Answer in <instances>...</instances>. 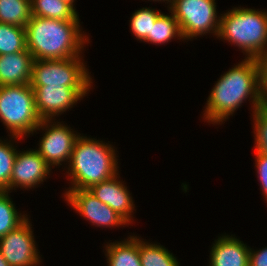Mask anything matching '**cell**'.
<instances>
[{
    "mask_svg": "<svg viewBox=\"0 0 267 266\" xmlns=\"http://www.w3.org/2000/svg\"><path fill=\"white\" fill-rule=\"evenodd\" d=\"M108 266H142L139 254V238L130 236L122 242L106 245Z\"/></svg>",
    "mask_w": 267,
    "mask_h": 266,
    "instance_id": "obj_16",
    "label": "cell"
},
{
    "mask_svg": "<svg viewBox=\"0 0 267 266\" xmlns=\"http://www.w3.org/2000/svg\"><path fill=\"white\" fill-rule=\"evenodd\" d=\"M80 57L34 60L30 86L91 87V77Z\"/></svg>",
    "mask_w": 267,
    "mask_h": 266,
    "instance_id": "obj_7",
    "label": "cell"
},
{
    "mask_svg": "<svg viewBox=\"0 0 267 266\" xmlns=\"http://www.w3.org/2000/svg\"><path fill=\"white\" fill-rule=\"evenodd\" d=\"M249 266H267V247L256 252L250 249Z\"/></svg>",
    "mask_w": 267,
    "mask_h": 266,
    "instance_id": "obj_28",
    "label": "cell"
},
{
    "mask_svg": "<svg viewBox=\"0 0 267 266\" xmlns=\"http://www.w3.org/2000/svg\"><path fill=\"white\" fill-rule=\"evenodd\" d=\"M255 130V151L267 156V105L253 111Z\"/></svg>",
    "mask_w": 267,
    "mask_h": 266,
    "instance_id": "obj_25",
    "label": "cell"
},
{
    "mask_svg": "<svg viewBox=\"0 0 267 266\" xmlns=\"http://www.w3.org/2000/svg\"><path fill=\"white\" fill-rule=\"evenodd\" d=\"M248 97L252 99L253 110L265 104L256 60L246 57L244 61L221 75L212 88L204 118L214 124L223 122L241 107L243 100Z\"/></svg>",
    "mask_w": 267,
    "mask_h": 266,
    "instance_id": "obj_1",
    "label": "cell"
},
{
    "mask_svg": "<svg viewBox=\"0 0 267 266\" xmlns=\"http://www.w3.org/2000/svg\"><path fill=\"white\" fill-rule=\"evenodd\" d=\"M17 152L11 141L5 143L0 140V191L10 192V178Z\"/></svg>",
    "mask_w": 267,
    "mask_h": 266,
    "instance_id": "obj_24",
    "label": "cell"
},
{
    "mask_svg": "<svg viewBox=\"0 0 267 266\" xmlns=\"http://www.w3.org/2000/svg\"><path fill=\"white\" fill-rule=\"evenodd\" d=\"M31 16V0H0V23L26 27Z\"/></svg>",
    "mask_w": 267,
    "mask_h": 266,
    "instance_id": "obj_18",
    "label": "cell"
},
{
    "mask_svg": "<svg viewBox=\"0 0 267 266\" xmlns=\"http://www.w3.org/2000/svg\"><path fill=\"white\" fill-rule=\"evenodd\" d=\"M37 112L42 120H52L72 108L78 100L85 97L90 87H67L47 85L32 87Z\"/></svg>",
    "mask_w": 267,
    "mask_h": 266,
    "instance_id": "obj_10",
    "label": "cell"
},
{
    "mask_svg": "<svg viewBox=\"0 0 267 266\" xmlns=\"http://www.w3.org/2000/svg\"><path fill=\"white\" fill-rule=\"evenodd\" d=\"M27 50L26 29L13 24L0 23V55Z\"/></svg>",
    "mask_w": 267,
    "mask_h": 266,
    "instance_id": "obj_19",
    "label": "cell"
},
{
    "mask_svg": "<svg viewBox=\"0 0 267 266\" xmlns=\"http://www.w3.org/2000/svg\"><path fill=\"white\" fill-rule=\"evenodd\" d=\"M257 66H258V74H259V82L262 88L264 95L267 94V48L260 52L255 57Z\"/></svg>",
    "mask_w": 267,
    "mask_h": 266,
    "instance_id": "obj_27",
    "label": "cell"
},
{
    "mask_svg": "<svg viewBox=\"0 0 267 266\" xmlns=\"http://www.w3.org/2000/svg\"><path fill=\"white\" fill-rule=\"evenodd\" d=\"M54 123L52 124L51 120H42L34 130L36 132L40 128L45 129L39 148L36 151L50 167L62 165L61 163L65 160L70 162L75 141L80 136L60 122Z\"/></svg>",
    "mask_w": 267,
    "mask_h": 266,
    "instance_id": "obj_8",
    "label": "cell"
},
{
    "mask_svg": "<svg viewBox=\"0 0 267 266\" xmlns=\"http://www.w3.org/2000/svg\"><path fill=\"white\" fill-rule=\"evenodd\" d=\"M139 254L142 266H179L177 259L165 247L142 241L140 238Z\"/></svg>",
    "mask_w": 267,
    "mask_h": 266,
    "instance_id": "obj_20",
    "label": "cell"
},
{
    "mask_svg": "<svg viewBox=\"0 0 267 266\" xmlns=\"http://www.w3.org/2000/svg\"><path fill=\"white\" fill-rule=\"evenodd\" d=\"M33 63L28 50L0 55V86L30 84Z\"/></svg>",
    "mask_w": 267,
    "mask_h": 266,
    "instance_id": "obj_14",
    "label": "cell"
},
{
    "mask_svg": "<svg viewBox=\"0 0 267 266\" xmlns=\"http://www.w3.org/2000/svg\"><path fill=\"white\" fill-rule=\"evenodd\" d=\"M0 118L14 139L34 132L42 119L30 84L0 86Z\"/></svg>",
    "mask_w": 267,
    "mask_h": 266,
    "instance_id": "obj_5",
    "label": "cell"
},
{
    "mask_svg": "<svg viewBox=\"0 0 267 266\" xmlns=\"http://www.w3.org/2000/svg\"><path fill=\"white\" fill-rule=\"evenodd\" d=\"M28 217L0 238V251L10 266H37L40 256Z\"/></svg>",
    "mask_w": 267,
    "mask_h": 266,
    "instance_id": "obj_9",
    "label": "cell"
},
{
    "mask_svg": "<svg viewBox=\"0 0 267 266\" xmlns=\"http://www.w3.org/2000/svg\"><path fill=\"white\" fill-rule=\"evenodd\" d=\"M117 175L102 181L99 184L93 185L88 190L102 203L111 207L120 216H122L128 223L131 222L132 212L134 210V202L129 194L130 192L118 181Z\"/></svg>",
    "mask_w": 267,
    "mask_h": 266,
    "instance_id": "obj_13",
    "label": "cell"
},
{
    "mask_svg": "<svg viewBox=\"0 0 267 266\" xmlns=\"http://www.w3.org/2000/svg\"><path fill=\"white\" fill-rule=\"evenodd\" d=\"M176 36L183 39L178 21L172 13L171 16L162 13L152 26L151 43L164 44Z\"/></svg>",
    "mask_w": 267,
    "mask_h": 266,
    "instance_id": "obj_22",
    "label": "cell"
},
{
    "mask_svg": "<svg viewBox=\"0 0 267 266\" xmlns=\"http://www.w3.org/2000/svg\"><path fill=\"white\" fill-rule=\"evenodd\" d=\"M8 193V191H0V238L27 218V215L18 214Z\"/></svg>",
    "mask_w": 267,
    "mask_h": 266,
    "instance_id": "obj_23",
    "label": "cell"
},
{
    "mask_svg": "<svg viewBox=\"0 0 267 266\" xmlns=\"http://www.w3.org/2000/svg\"><path fill=\"white\" fill-rule=\"evenodd\" d=\"M79 16L55 20L31 16L26 29L27 50L34 60H61L80 56L88 37L81 33Z\"/></svg>",
    "mask_w": 267,
    "mask_h": 266,
    "instance_id": "obj_2",
    "label": "cell"
},
{
    "mask_svg": "<svg viewBox=\"0 0 267 266\" xmlns=\"http://www.w3.org/2000/svg\"><path fill=\"white\" fill-rule=\"evenodd\" d=\"M218 37L242 49L247 58H255L267 47V12L234 8L220 16Z\"/></svg>",
    "mask_w": 267,
    "mask_h": 266,
    "instance_id": "obj_4",
    "label": "cell"
},
{
    "mask_svg": "<svg viewBox=\"0 0 267 266\" xmlns=\"http://www.w3.org/2000/svg\"><path fill=\"white\" fill-rule=\"evenodd\" d=\"M31 15L55 20H74L75 7L64 0H31Z\"/></svg>",
    "mask_w": 267,
    "mask_h": 266,
    "instance_id": "obj_17",
    "label": "cell"
},
{
    "mask_svg": "<svg viewBox=\"0 0 267 266\" xmlns=\"http://www.w3.org/2000/svg\"><path fill=\"white\" fill-rule=\"evenodd\" d=\"M152 1H168V2H172V0H152Z\"/></svg>",
    "mask_w": 267,
    "mask_h": 266,
    "instance_id": "obj_31",
    "label": "cell"
},
{
    "mask_svg": "<svg viewBox=\"0 0 267 266\" xmlns=\"http://www.w3.org/2000/svg\"><path fill=\"white\" fill-rule=\"evenodd\" d=\"M0 266H10L8 264V262L4 259V257L2 256L1 254V251H0Z\"/></svg>",
    "mask_w": 267,
    "mask_h": 266,
    "instance_id": "obj_29",
    "label": "cell"
},
{
    "mask_svg": "<svg viewBox=\"0 0 267 266\" xmlns=\"http://www.w3.org/2000/svg\"><path fill=\"white\" fill-rule=\"evenodd\" d=\"M169 9L179 23L183 39L211 31L218 36L220 17L217 20L215 0H172Z\"/></svg>",
    "mask_w": 267,
    "mask_h": 266,
    "instance_id": "obj_6",
    "label": "cell"
},
{
    "mask_svg": "<svg viewBox=\"0 0 267 266\" xmlns=\"http://www.w3.org/2000/svg\"><path fill=\"white\" fill-rule=\"evenodd\" d=\"M265 104L267 105V94L265 95Z\"/></svg>",
    "mask_w": 267,
    "mask_h": 266,
    "instance_id": "obj_32",
    "label": "cell"
},
{
    "mask_svg": "<svg viewBox=\"0 0 267 266\" xmlns=\"http://www.w3.org/2000/svg\"><path fill=\"white\" fill-rule=\"evenodd\" d=\"M65 197L73 209L97 227L129 225L122 216L102 203L88 189L67 190Z\"/></svg>",
    "mask_w": 267,
    "mask_h": 266,
    "instance_id": "obj_11",
    "label": "cell"
},
{
    "mask_svg": "<svg viewBox=\"0 0 267 266\" xmlns=\"http://www.w3.org/2000/svg\"><path fill=\"white\" fill-rule=\"evenodd\" d=\"M64 1H66V2H68V3H70L73 7H74V5H73V3H74V0H64Z\"/></svg>",
    "mask_w": 267,
    "mask_h": 266,
    "instance_id": "obj_30",
    "label": "cell"
},
{
    "mask_svg": "<svg viewBox=\"0 0 267 266\" xmlns=\"http://www.w3.org/2000/svg\"><path fill=\"white\" fill-rule=\"evenodd\" d=\"M211 249L209 266H249L250 248L232 235L220 236Z\"/></svg>",
    "mask_w": 267,
    "mask_h": 266,
    "instance_id": "obj_15",
    "label": "cell"
},
{
    "mask_svg": "<svg viewBox=\"0 0 267 266\" xmlns=\"http://www.w3.org/2000/svg\"><path fill=\"white\" fill-rule=\"evenodd\" d=\"M50 167L36 150L17 152L10 178V190L18 188H34L44 182L49 175Z\"/></svg>",
    "mask_w": 267,
    "mask_h": 266,
    "instance_id": "obj_12",
    "label": "cell"
},
{
    "mask_svg": "<svg viewBox=\"0 0 267 266\" xmlns=\"http://www.w3.org/2000/svg\"><path fill=\"white\" fill-rule=\"evenodd\" d=\"M162 13L155 9L142 8L133 13L130 20V28L133 35L140 41L151 42V29L156 19Z\"/></svg>",
    "mask_w": 267,
    "mask_h": 266,
    "instance_id": "obj_21",
    "label": "cell"
},
{
    "mask_svg": "<svg viewBox=\"0 0 267 266\" xmlns=\"http://www.w3.org/2000/svg\"><path fill=\"white\" fill-rule=\"evenodd\" d=\"M255 166L257 167L258 178L262 186L263 195L267 201V156L256 152Z\"/></svg>",
    "mask_w": 267,
    "mask_h": 266,
    "instance_id": "obj_26",
    "label": "cell"
},
{
    "mask_svg": "<svg viewBox=\"0 0 267 266\" xmlns=\"http://www.w3.org/2000/svg\"><path fill=\"white\" fill-rule=\"evenodd\" d=\"M68 164L72 184L69 190L89 189L119 173L115 149L86 136H79L75 141Z\"/></svg>",
    "mask_w": 267,
    "mask_h": 266,
    "instance_id": "obj_3",
    "label": "cell"
}]
</instances>
